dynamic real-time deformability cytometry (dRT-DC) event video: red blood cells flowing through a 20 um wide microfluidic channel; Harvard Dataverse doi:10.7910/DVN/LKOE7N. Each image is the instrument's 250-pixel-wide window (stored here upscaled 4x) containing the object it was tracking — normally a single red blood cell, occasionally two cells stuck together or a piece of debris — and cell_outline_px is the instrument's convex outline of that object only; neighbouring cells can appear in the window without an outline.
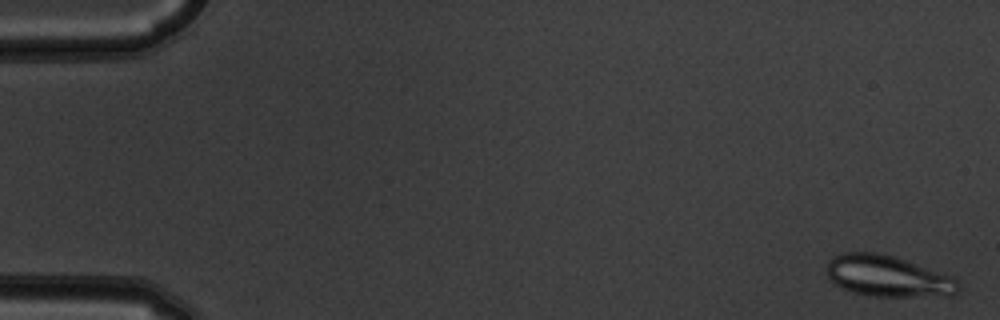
{"species": "common noctule bat (a hibernating species)", "species_latin": "Nyctalus noctula", "temperature_condition": "warm", "stored_images_in_passage": 5, "camera_frame_rate_fps": 3000, "um_per_image_px": 0.085, "animal": {"sex": "male", "body_mass_g": 19.5, "forearm_length_mm": 54.6}, "frame": {"image": 1, "passage_image": 5, "time_ms": 1.333, "image_size_px": [1000, 320], "cell_outline_px": [[960, 288], [952, 296], [872, 296], [852, 292], [840, 288], [828, 276], [828, 260], [832, 256], [844, 252], [876, 252], [892, 256], [952, 276], [960, 284]], "centroid_in_image_um": [75.46, 23.48], "position_along_channel_um": 9.5, "area_um2": 31.44}}